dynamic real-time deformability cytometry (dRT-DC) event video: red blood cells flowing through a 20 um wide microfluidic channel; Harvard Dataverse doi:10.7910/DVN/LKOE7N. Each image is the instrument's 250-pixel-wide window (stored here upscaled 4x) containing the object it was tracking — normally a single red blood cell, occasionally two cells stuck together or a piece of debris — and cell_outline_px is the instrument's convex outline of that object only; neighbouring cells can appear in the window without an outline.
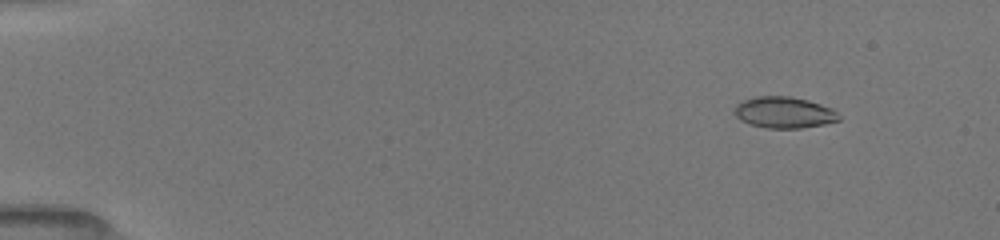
{"species": "common noctule bat (a hibernating species)", "species_latin": "Nyctalus noctula", "temperature_condition": "room temperature", "stored_images_in_passage": 19, "camera_frame_rate_fps": 3000, "um_per_image_px": 0.085, "animal": {"sex": "female", "body_mass_g": 19.5, "forearm_length_mm": 54.1}, "frame": {"image": 1, "passage_image": 5, "time_ms": 1.667, "image_size_px": [1000, 240], "cell_outline_px": [[840, 120], [824, 124], [800, 128], [768, 128], [752, 124], [740, 120], [736, 116], [736, 104], [744, 100], [756, 96], [788, 96], [808, 100], [832, 108], [840, 116]], "centroid_in_image_um": [66.67, 9.55], "position_along_channel_um": 18.3, "area_um2": 18.84}}
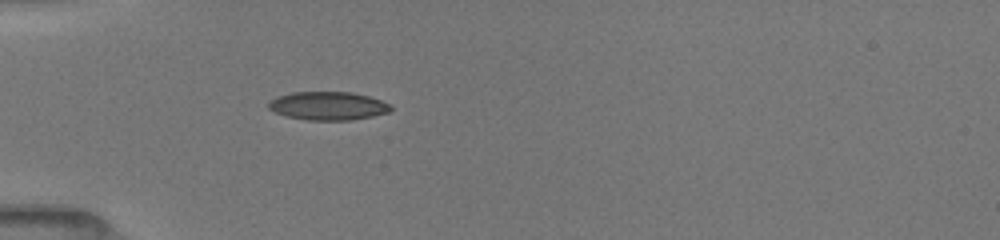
{"frame": {"image": 2, "passage_image": 15, "time_ms": 5.333, "image_size_px": [1000, 240], "cell_outline_px": [[392, 108], [388, 112], [372, 116], [352, 120], [308, 120], [284, 116], [268, 108], [268, 104], [276, 96], [292, 92], [352, 92], [368, 96], [380, 100], [388, 104]], "centroid_in_image_um": [27.85, 9.0], "position_along_channel_um": 57.1, "area_um2": 20.11}}
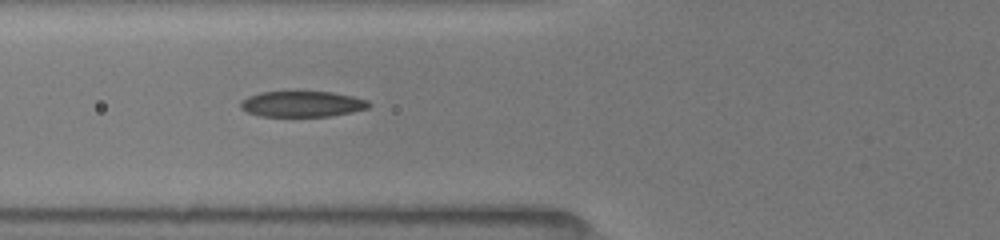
{"frame": {"image": 3, "passage_image": 19, "time_ms": 6.667, "image_size_px": [1000, 240], "cell_outline_px": [[372, 104], [368, 108], [352, 112], [332, 116], [260, 116], [248, 112], [240, 108], [240, 100], [248, 96], [260, 92], [332, 92], [352, 96], [368, 100]], "centroid_in_image_um": [25.68, 8.84], "position_along_channel_um": 100.1, "area_um2": 19.31}}